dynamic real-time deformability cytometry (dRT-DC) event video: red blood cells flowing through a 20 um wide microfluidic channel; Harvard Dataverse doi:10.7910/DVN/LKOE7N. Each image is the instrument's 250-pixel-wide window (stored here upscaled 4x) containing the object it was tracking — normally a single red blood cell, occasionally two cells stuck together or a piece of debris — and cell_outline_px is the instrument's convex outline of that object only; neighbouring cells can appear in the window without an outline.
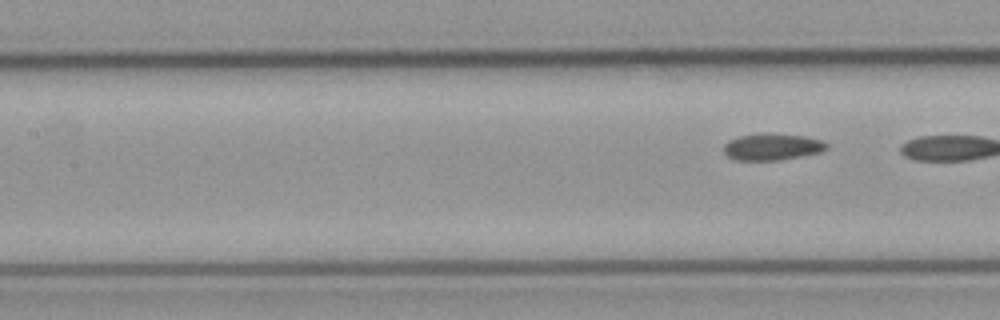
{"species": "common noctule bat (a hibernating species)", "species_latin": "Nyctalus noctula", "temperature_condition": "cold", "stored_images_in_passage": 8, "segment_of_instrument_passage": [2, 2], "camera_frame_rate_fps": 3000, "um_per_image_px": 0.085, "animal": {"sex": "male", "body_mass_g": 23.1, "forearm_length_mm": 52.7}, "frame": {"image": 1, "passage_image": 8, "time_ms": 9.667, "image_size_px": [1000, 320], "cell_outline_px": [[828, 148], [820, 152], [800, 156], [776, 160], [736, 160], [728, 156], [724, 152], [724, 144], [728, 140], [740, 136], [760, 132], [768, 132], [804, 136], [824, 140], [828, 144]], "centroid_in_image_um": [65.64, 12.45], "position_along_channel_um": 141.8, "area_um2": 16.18}}